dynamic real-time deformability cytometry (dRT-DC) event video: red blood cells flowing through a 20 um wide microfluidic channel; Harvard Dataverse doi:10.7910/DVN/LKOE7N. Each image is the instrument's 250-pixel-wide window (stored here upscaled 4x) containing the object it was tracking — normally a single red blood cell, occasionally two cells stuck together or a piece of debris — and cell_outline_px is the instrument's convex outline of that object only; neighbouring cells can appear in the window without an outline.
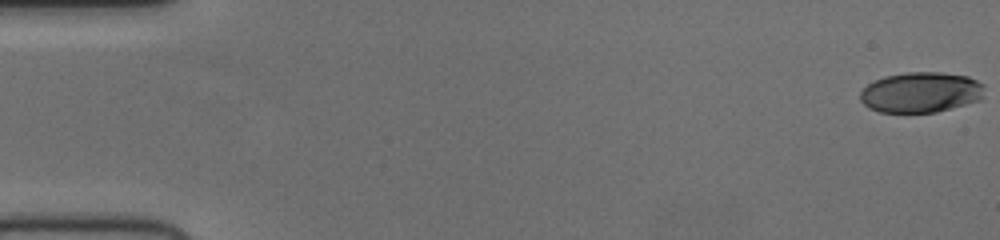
{"species": "human", "species_latin": "Homo sapiens", "temperature_condition": "cold", "stored_images_in_passage": 54, "camera_frame_rate_fps": 3000, "um_per_image_px": 0.085, "donor": {"sex": "female"}, "frame": {"image": 1, "passage_image": 1, "time_ms": 0.0, "image_size_px": [1000, 240], "cell_outline_px": [[984, 96], [980, 100], [936, 112], [880, 112], [868, 108], [860, 100], [860, 92], [868, 84], [884, 76], [904, 72], [940, 72], [968, 76], [984, 84]], "centroid_in_image_um": [78.28, 7.84], "position_along_channel_um": 6.7, "area_um2": 29.42}}
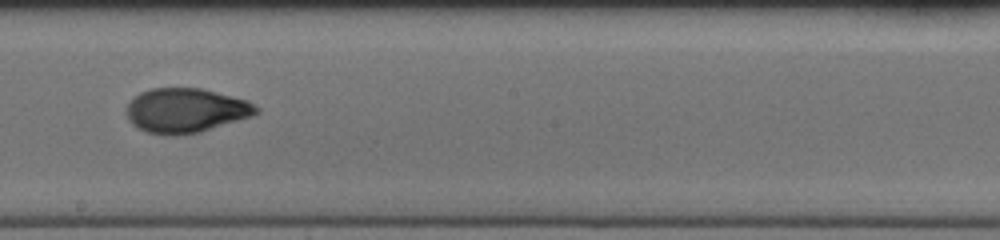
{"frame": {"image": 2, "passage_image": 31, "time_ms": 10.0, "image_size_px": [1000, 240], "cell_outline_px": [[260, 112], [252, 116], [200, 132], [176, 136], [168, 136], [148, 132], [136, 128], [132, 124], [128, 116], [128, 104], [140, 92], [152, 88], [200, 88], [248, 100], [260, 108]], "centroid_in_image_um": [15.82, 9.4], "position_along_channel_um": 232.4, "area_um2": 33.58}}
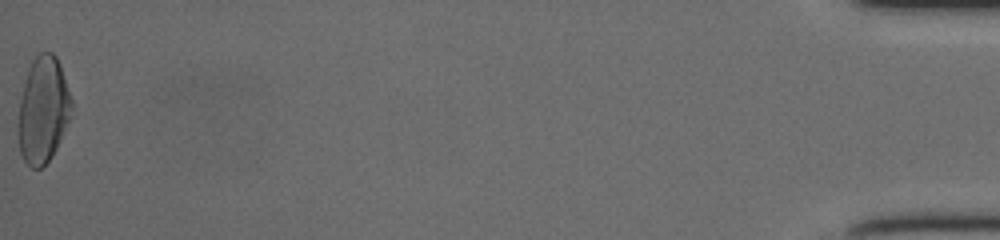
{"frame": {"image": 3, "passage_image": 54, "time_ms": 17.667, "image_size_px": [1000, 240], "cell_outline_px": [[72, 108], [68, 120], [60, 140], [52, 156], [40, 168], [32, 168], [24, 160], [20, 152], [16, 132], [16, 124], [20, 100], [28, 68], [32, 60], [40, 52], [52, 52], [56, 56], [60, 64], [72, 100]], "centroid_in_image_um": [3.63, 9.34], "position_along_channel_um": 431.6, "area_um2": 33.12}}